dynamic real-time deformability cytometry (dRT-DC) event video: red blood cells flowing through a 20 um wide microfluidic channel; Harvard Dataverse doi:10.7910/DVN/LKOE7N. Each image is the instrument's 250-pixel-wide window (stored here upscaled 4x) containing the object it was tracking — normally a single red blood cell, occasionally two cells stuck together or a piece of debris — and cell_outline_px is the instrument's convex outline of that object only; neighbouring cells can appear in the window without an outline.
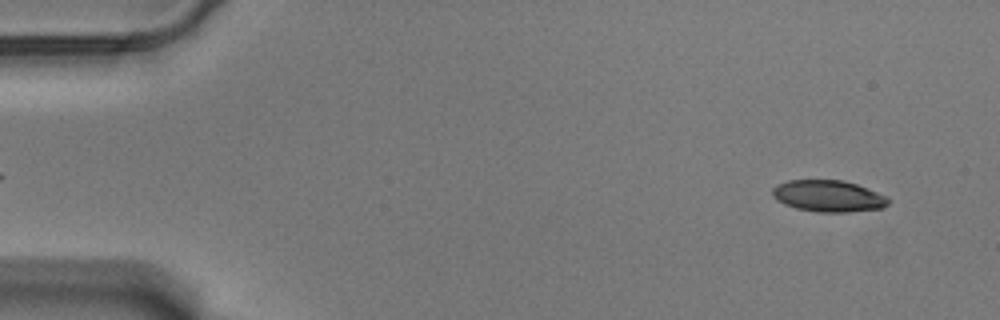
{"species": "Egyptian fruit bat (a non-hibernating species)", "species_latin": "Rousettus aegyptiacus", "temperature_condition": "warm", "stored_images_in_passage": 57, "camera_frame_rate_fps": 3000, "um_per_image_px": 0.085, "animal": {"sex": "male"}, "frame": {"image": 1, "passage_image": 4, "time_ms": 1.0, "image_size_px": [1000, 320], "cell_outline_px": [[888, 204], [884, 208], [848, 212], [820, 212], [796, 208], [784, 204], [776, 200], [772, 196], [772, 188], [776, 184], [788, 180], [844, 180], [856, 184], [876, 192], [884, 196], [888, 200]], "centroid_in_image_um": [70.36, 16.66], "position_along_channel_um": 14.6, "area_um2": 21.27}}
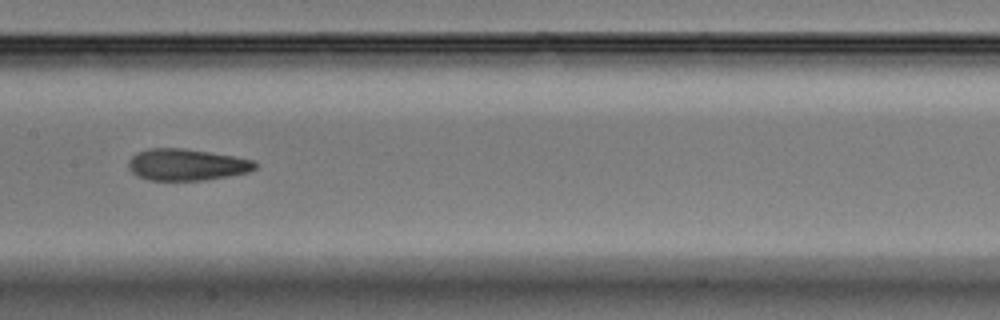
{"frame": {"image": 2, "passage_image": 29, "time_ms": 9.333, "image_size_px": [1000, 320], "cell_outline_px": [[256, 168], [248, 172], [228, 176], [204, 180], [148, 180], [132, 172], [128, 168], [128, 160], [136, 152], [148, 148], [184, 148], [236, 156], [256, 160]], "centroid_in_image_um": [15.87, 13.98], "position_along_channel_um": 191.5, "area_um2": 23.47}}
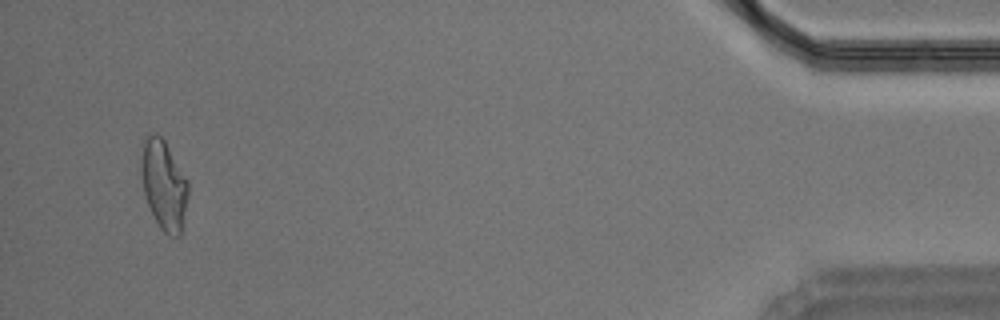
{"frame": {"image": 3, "passage_image": 55, "time_ms": 18.0, "image_size_px": [1000, 320], "cell_outline_px": [[188, 196], [180, 236], [168, 236], [160, 228], [144, 196], [140, 172], [140, 168], [144, 140], [152, 132], [156, 132], [164, 140], [188, 180]], "centroid_in_image_um": [13.92, 15.71], "position_along_channel_um": 421.3, "area_um2": 24.45}, "authors_computed_cell_mechanics": {"area_um2": 23.5824, "velocity_mm_per_s": 3.5158, "shape_relaxation_time_tau1_ms": 7.0198, "shape_relaxation_time_tau2_ms": 2.5977, "deformation_change_tau1": 0.1847, "deformation_change_tau2": 0.1059}}